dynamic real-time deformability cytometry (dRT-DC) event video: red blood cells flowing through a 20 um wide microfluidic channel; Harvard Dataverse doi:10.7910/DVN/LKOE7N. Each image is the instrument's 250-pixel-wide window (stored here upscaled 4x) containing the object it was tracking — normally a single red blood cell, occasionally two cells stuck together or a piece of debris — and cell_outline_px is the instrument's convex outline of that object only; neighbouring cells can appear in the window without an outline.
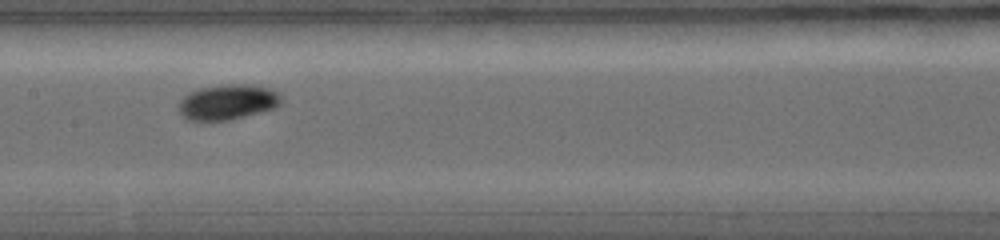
{"species": "common noctule bat (a hibernating species)", "species_latin": "Nyctalus noctula", "temperature_condition": "warm", "stored_images_in_passage": 18, "camera_frame_rate_fps": 5000, "um_per_image_px": 0.085, "animal": {"sex": "female", "body_mass_g": 19.0, "forearm_length_mm": 56.7}, "frame": {"image": 1, "passage_image": 7, "time_ms": 4.4, "image_size_px": [1000, 240], "cell_outline_px": [[280, 100], [272, 108], [220, 120], [192, 120], [184, 116], [180, 108], [180, 100], [188, 92], [200, 88], [224, 84], [252, 84], [268, 88], [276, 92], [280, 96]], "centroid_in_image_um": [19.3, 8.62], "position_along_channel_um": 188.1, "area_um2": 20.06}}
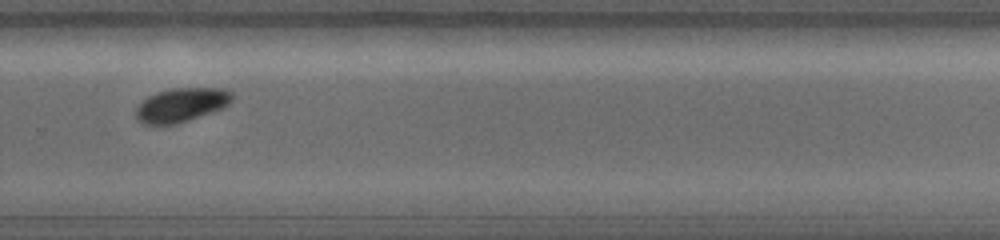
{"frame": {"image": 2, "passage_image": 12, "time_ms": 6.6, "image_size_px": [1000, 240], "cell_outline_px": [[232, 100], [228, 104], [220, 108], [184, 120], [168, 124], [148, 124], [140, 120], [136, 116], [136, 108], [148, 96], [156, 92], [172, 88], [220, 88], [232, 92]], "centroid_in_image_um": [15.4, 8.87], "position_along_channel_um": 314.4, "area_um2": 18.21}}
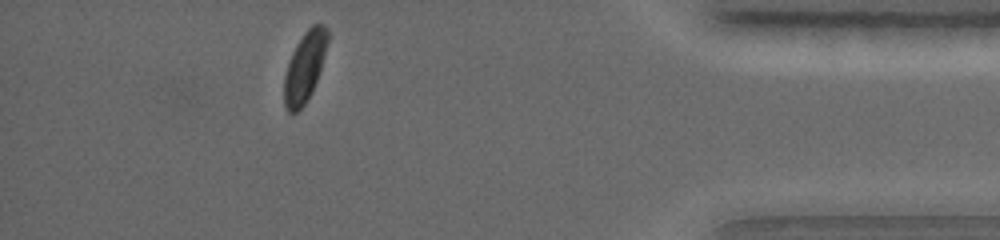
{"frame": {"image": 3, "passage_image": 17, "time_ms": 9.0, "image_size_px": [1000, 240], "cell_outline_px": [[328, 40], [324, 56], [316, 80], [304, 104], [296, 112], [288, 112], [284, 104], [284, 76], [292, 52], [296, 44], [304, 32], [312, 24], [320, 24], [328, 28]], "centroid_in_image_um": [25.89, 5.65], "position_along_channel_um": 409.3, "area_um2": 17.34}}